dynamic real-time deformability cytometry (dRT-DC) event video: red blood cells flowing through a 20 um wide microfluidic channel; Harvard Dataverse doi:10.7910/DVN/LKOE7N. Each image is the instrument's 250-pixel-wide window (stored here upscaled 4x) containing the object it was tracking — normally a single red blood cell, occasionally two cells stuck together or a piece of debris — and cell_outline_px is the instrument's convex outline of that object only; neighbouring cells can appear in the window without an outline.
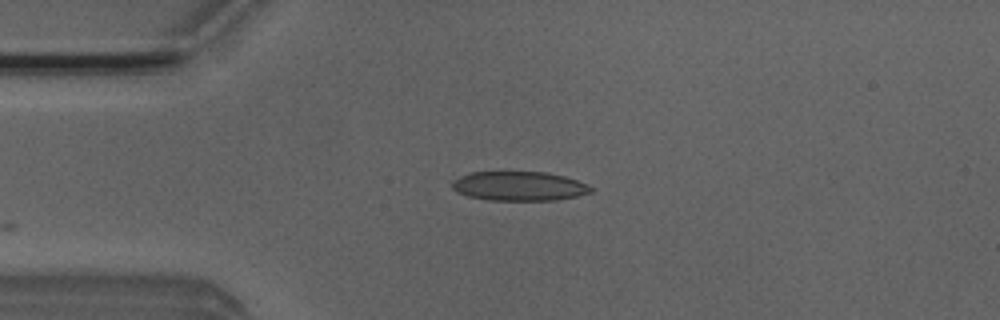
{"species": "Egyptian fruit bat (a non-hibernating species)", "species_latin": "Rousettus aegyptiacus", "temperature_condition": "room temperature", "stored_images_in_passage": 9, "camera_frame_rate_fps": 3000, "um_per_image_px": 0.085, "animal": {"sex": "male"}, "frame": {"image": 1, "passage_image": 1, "time_ms": 0.0, "image_size_px": [1000, 320], "cell_outline_px": [[592, 192], [576, 196], [556, 200], [488, 200], [468, 196], [456, 192], [452, 188], [452, 180], [468, 172], [548, 172], [564, 176], [588, 184], [592, 188]], "centroid_in_image_um": [44.1, 15.81], "position_along_channel_um": 40.9, "area_um2": 23.76}}